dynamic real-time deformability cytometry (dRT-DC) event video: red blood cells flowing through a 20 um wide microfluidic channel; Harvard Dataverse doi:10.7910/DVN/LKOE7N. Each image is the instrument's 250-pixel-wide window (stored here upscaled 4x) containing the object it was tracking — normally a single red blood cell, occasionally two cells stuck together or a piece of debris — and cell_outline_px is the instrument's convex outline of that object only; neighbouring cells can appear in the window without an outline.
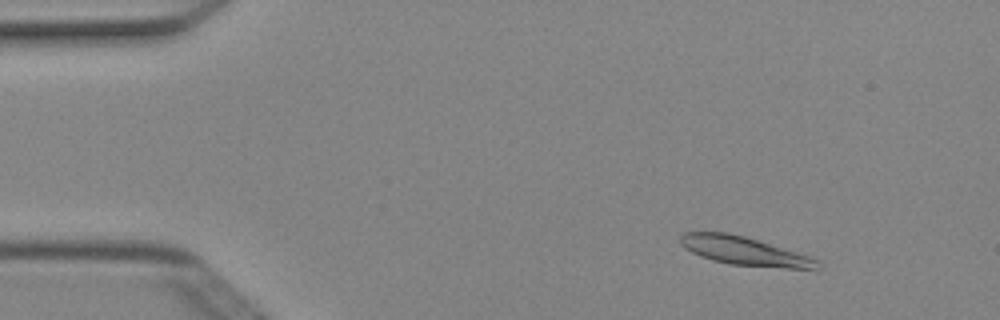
{"species": "Egyptian fruit bat (a non-hibernating species)", "species_latin": "Rousettus aegyptiacus", "temperature_condition": "cold", "stored_images_in_passage": 4, "camera_frame_rate_fps": 3000, "um_per_image_px": 0.085, "animal": {"sex": "female"}, "frame": {"image": 1, "passage_image": 2, "time_ms": 0.333, "image_size_px": [1000, 320], "cell_outline_px": [[824, 268], [784, 268], [728, 264], [712, 260], [700, 256], [684, 248], [680, 244], [680, 236], [684, 232], [728, 232], [744, 236], [812, 256], [820, 260], [824, 264]], "centroid_in_image_um": [63.33, 21.34], "position_along_channel_um": 21.7, "area_um2": 23.06}}